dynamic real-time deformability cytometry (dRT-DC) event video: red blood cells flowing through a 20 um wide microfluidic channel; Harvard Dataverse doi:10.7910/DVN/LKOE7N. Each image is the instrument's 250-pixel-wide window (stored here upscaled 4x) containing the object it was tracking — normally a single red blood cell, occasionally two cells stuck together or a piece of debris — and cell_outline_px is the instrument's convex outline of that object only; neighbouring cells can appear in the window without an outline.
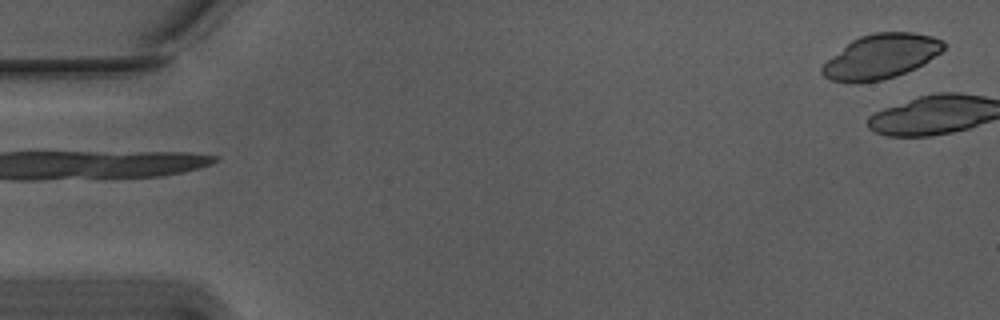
{"species": "Egyptian fruit bat (a non-hibernating species)", "species_latin": "Rousettus aegyptiacus", "temperature_condition": "warm", "stored_images_in_passage": 11, "camera_frame_rate_fps": 3000, "um_per_image_px": 0.085, "animal": {"sex": "male"}, "frame": {"image": 1, "passage_image": 11, "time_ms": 3.333, "image_size_px": [1000, 320], "cell_outline_px": [[944, 48], [940, 52], [924, 64], [916, 68], [896, 76], [880, 80], [860, 84], [848, 84], [828, 80], [820, 72], [820, 68], [828, 60], [852, 40], [860, 36], [872, 32], [912, 32], [932, 36], [940, 40], [944, 44]], "centroid_in_image_um": [74.84, 4.83], "position_along_channel_um": 10.2, "area_um2": 31.67}}